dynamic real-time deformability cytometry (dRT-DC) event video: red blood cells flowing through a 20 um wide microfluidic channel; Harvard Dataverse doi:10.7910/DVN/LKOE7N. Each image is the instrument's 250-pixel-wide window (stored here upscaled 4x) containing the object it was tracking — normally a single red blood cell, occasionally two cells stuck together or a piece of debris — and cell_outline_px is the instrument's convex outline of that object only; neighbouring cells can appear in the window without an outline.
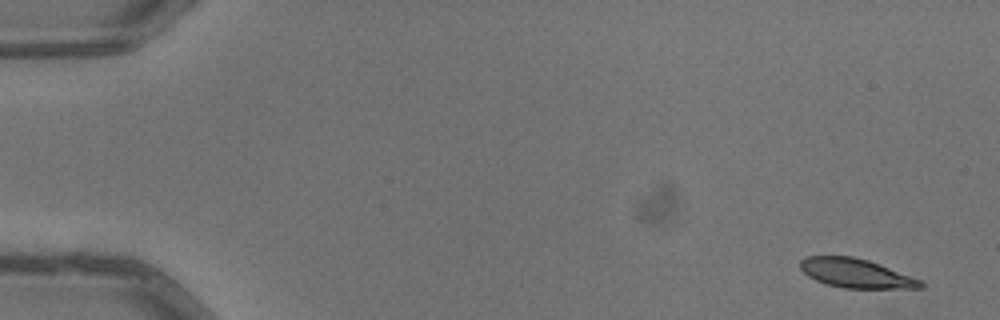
{"species": "common noctule bat (a hibernating species)", "species_latin": "Nyctalus noctula", "temperature_condition": "warm", "stored_images_in_passage": 5, "camera_frame_rate_fps": 3000, "um_per_image_px": 0.085, "animal": {"sex": "male", "body_mass_g": 13.3}, "frame": {"image": 1, "passage_image": 1, "time_ms": 0.0, "image_size_px": [1000, 320], "cell_outline_px": [[924, 288], [844, 288], [828, 284], [816, 280], [808, 276], [800, 268], [800, 260], [804, 256], [852, 256], [868, 260], [880, 264], [920, 280], [924, 284]], "centroid_in_image_um": [72.73, 23.22], "position_along_channel_um": 12.3, "area_um2": 20.23}}
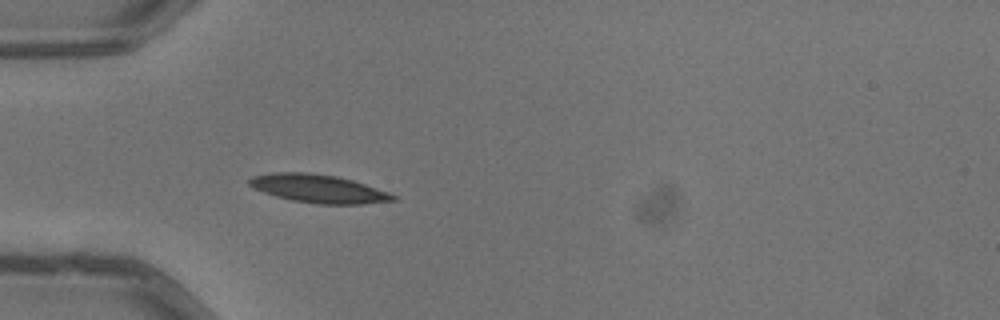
{"frame": {"image": 2, "passage_image": 5, "time_ms": 1.333, "image_size_px": [1000, 320], "cell_outline_px": [[400, 200], [364, 204], [316, 204], [292, 200], [276, 196], [252, 188], [248, 184], [248, 180], [252, 176], [272, 172], [308, 172], [336, 176], [352, 180], [388, 192], [396, 196]], "centroid_in_image_um": [27.06, 16.04], "position_along_channel_um": 57.9, "area_um2": 23.76}}